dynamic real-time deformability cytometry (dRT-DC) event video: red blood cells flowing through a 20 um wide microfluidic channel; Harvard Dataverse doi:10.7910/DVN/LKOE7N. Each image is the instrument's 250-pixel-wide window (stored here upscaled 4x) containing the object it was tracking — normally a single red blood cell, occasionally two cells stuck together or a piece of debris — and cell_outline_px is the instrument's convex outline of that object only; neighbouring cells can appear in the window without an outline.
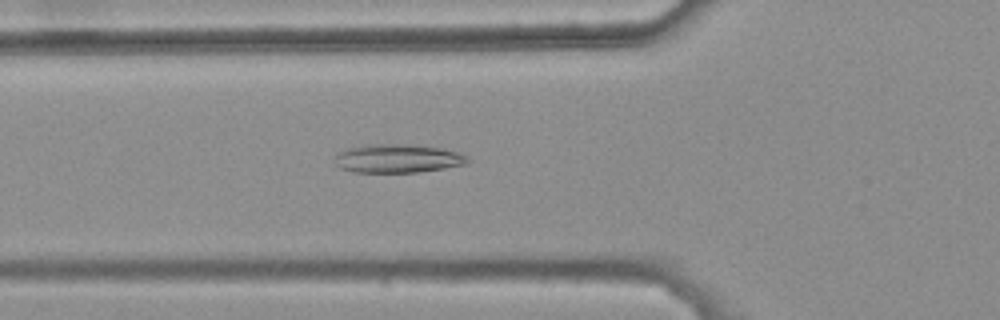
{"species": "common noctule bat (a hibernating species)", "species_latin": "Nyctalus noctula", "temperature_condition": "warm", "stored_images_in_passage": 46, "camera_frame_rate_fps": 3000, "um_per_image_px": 0.085, "animal": {"sex": "female", "body_mass_g": 25.1}, "frame": {"image": 1, "passage_image": 19, "time_ms": 6.0, "image_size_px": [1000, 320], "cell_outline_px": [[472, 160], [464, 164], [444, 168], [416, 172], [352, 172], [340, 168], [336, 164], [336, 156], [340, 152], [348, 148], [368, 144], [408, 144], [440, 148], [460, 152], [468, 156]], "centroid_in_image_um": [33.83, 13.47], "position_along_channel_um": 92.0, "area_um2": 22.08}}
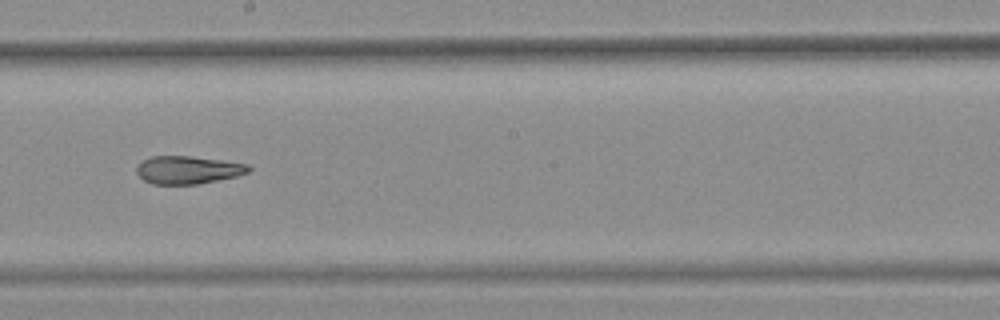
{"frame": {"image": 2, "passage_image": 30, "time_ms": 9.667, "image_size_px": [1000, 320], "cell_outline_px": [[252, 168], [248, 172], [236, 176], [200, 184], [152, 184], [144, 180], [136, 172], [136, 168], [144, 160], [152, 156], [192, 156], [248, 164]], "centroid_in_image_um": [15.98, 14.44], "position_along_channel_um": 232.2, "area_um2": 18.09}}
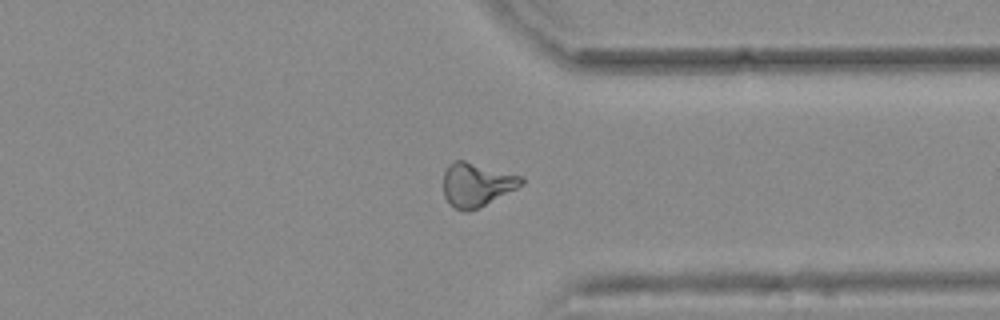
{"frame": {"image": 3, "passage_image": 41, "time_ms": 13.333, "image_size_px": [1000, 320], "cell_outline_px": [[524, 184], [468, 212], [464, 212], [448, 204], [444, 196], [444, 172], [448, 164], [456, 160], [464, 160], [524, 176]], "centroid_in_image_um": [40.49, 15.67], "position_along_channel_um": 370.9, "area_um2": 19.77}, "authors_computed_cell_mechanics": {"area_um2": 19.4208, "velocity_mm_per_s": 3.8184, "shape_relaxation_time_tau1_ms": null, "shape_relaxation_time_tau2_ms": 3.8122, "deformation_change_tau1": null, "deformation_change_tau2": 0.1155}}